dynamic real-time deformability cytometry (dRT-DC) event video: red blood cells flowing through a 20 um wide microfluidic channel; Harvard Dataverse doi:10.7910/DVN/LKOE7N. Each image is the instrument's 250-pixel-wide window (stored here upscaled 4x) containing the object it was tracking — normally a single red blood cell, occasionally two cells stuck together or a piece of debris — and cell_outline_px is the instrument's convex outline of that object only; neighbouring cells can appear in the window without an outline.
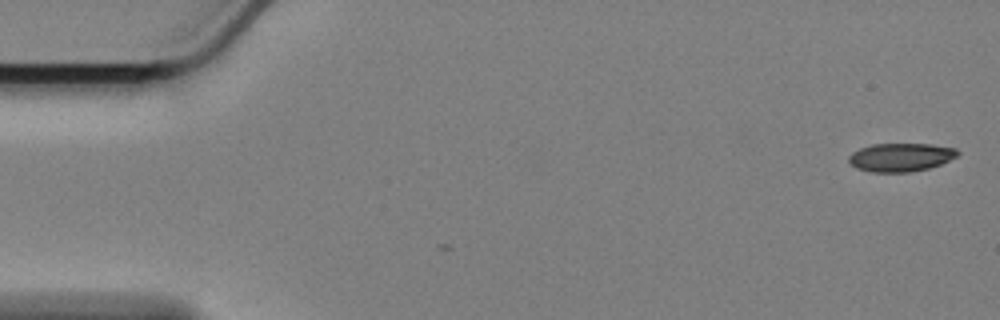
{"species": "Egyptian fruit bat (a non-hibernating species)", "species_latin": "Rousettus aegyptiacus", "temperature_condition": "cold", "stored_images_in_passage": 2, "camera_frame_rate_fps": 3000, "um_per_image_px": 0.085, "animal": {"sex": "female"}, "frame": {"image": 1, "passage_image": 2, "time_ms": 0.333, "image_size_px": [1000, 320], "cell_outline_px": [[960, 152], [956, 156], [940, 164], [928, 168], [908, 172], [872, 172], [856, 168], [848, 164], [848, 156], [852, 152], [860, 148], [872, 144], [932, 144], [956, 148]], "centroid_in_image_um": [76.52, 13.36], "position_along_channel_um": 8.5, "area_um2": 18.03}}